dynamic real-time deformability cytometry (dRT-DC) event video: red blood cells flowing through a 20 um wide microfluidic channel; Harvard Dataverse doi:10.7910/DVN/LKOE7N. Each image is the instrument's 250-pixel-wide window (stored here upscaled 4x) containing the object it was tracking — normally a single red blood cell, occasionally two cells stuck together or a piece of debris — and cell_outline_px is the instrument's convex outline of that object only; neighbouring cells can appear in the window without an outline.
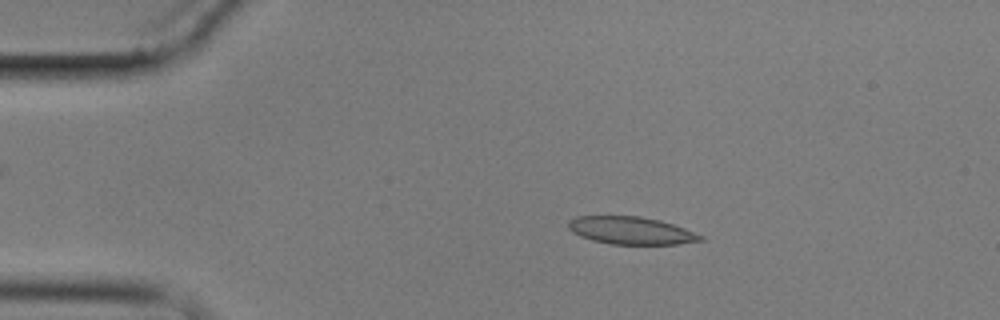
{"species": "common noctule bat (a hibernating species)", "species_latin": "Nyctalus noctula", "temperature_condition": "cold", "stored_images_in_passage": 5, "camera_frame_rate_fps": 3000, "um_per_image_px": 0.085, "animal": {"sex": "male", "body_mass_g": 17.9}, "frame": {"image": 1, "passage_image": 3, "time_ms": 2.333, "image_size_px": [1000, 320], "cell_outline_px": [[704, 240], [680, 244], [612, 244], [592, 240], [580, 236], [572, 232], [568, 228], [568, 220], [576, 216], [640, 216], [660, 220], [684, 228], [704, 236]], "centroid_in_image_um": [53.63, 19.59], "position_along_channel_um": 31.4, "area_um2": 21.27}}
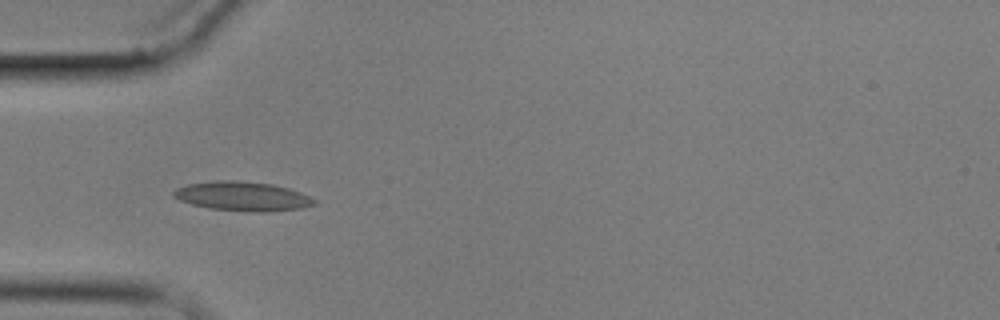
{"frame": {"image": 2, "passage_image": 5, "time_ms": 4.667, "image_size_px": [1000, 320], "cell_outline_px": [[316, 204], [300, 208], [264, 212], [256, 212], [208, 208], [192, 204], [180, 200], [172, 196], [172, 192], [176, 188], [188, 184], [216, 180], [236, 180], [272, 184], [288, 188], [300, 192], [316, 200]], "centroid_in_image_um": [20.59, 16.67], "position_along_channel_um": 64.4, "area_um2": 23.87}}